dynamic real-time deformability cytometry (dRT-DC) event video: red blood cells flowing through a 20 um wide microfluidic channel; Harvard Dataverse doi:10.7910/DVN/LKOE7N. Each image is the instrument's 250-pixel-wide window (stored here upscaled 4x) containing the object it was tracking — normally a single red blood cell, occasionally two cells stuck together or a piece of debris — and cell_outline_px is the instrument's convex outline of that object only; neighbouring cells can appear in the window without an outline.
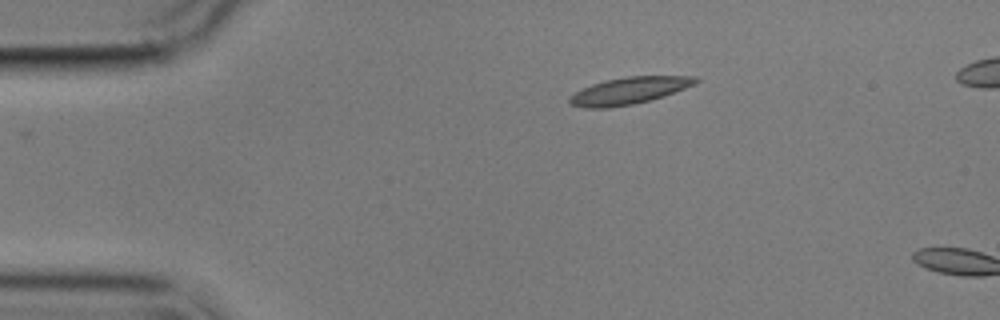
{"species": "common noctule bat (a hibernating species)", "species_latin": "Nyctalus noctula", "temperature_condition": "cold", "stored_images_in_passage": 3, "camera_frame_rate_fps": 3000, "um_per_image_px": 0.085, "animal": {"sex": "male", "body_mass_g": 17.9}, "frame": {"image": 1, "passage_image": 3, "time_ms": 3.0, "image_size_px": [1000, 320], "cell_outline_px": [[700, 80], [696, 84], [664, 96], [632, 104], [608, 108], [584, 108], [572, 104], [568, 100], [576, 92], [592, 84], [604, 80], [628, 76], [696, 76]], "centroid_in_image_um": [53.51, 7.7], "position_along_channel_um": 31.5, "area_um2": 19.59}}